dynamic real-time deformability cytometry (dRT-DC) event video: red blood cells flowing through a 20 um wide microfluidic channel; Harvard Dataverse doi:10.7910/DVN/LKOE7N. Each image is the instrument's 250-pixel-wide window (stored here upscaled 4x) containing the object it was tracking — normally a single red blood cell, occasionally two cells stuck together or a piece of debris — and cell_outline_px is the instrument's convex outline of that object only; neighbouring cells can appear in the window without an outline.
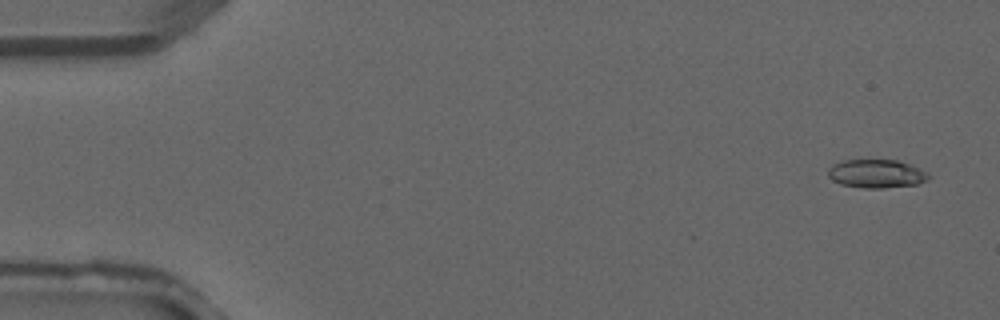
{"species": "common noctule bat (a hibernating species)", "species_latin": "Nyctalus noctula", "temperature_condition": "warm", "stored_images_in_passage": 3, "camera_frame_rate_fps": 3000, "um_per_image_px": 0.085, "animal": {"sex": "male", "forearm_length_mm": 52.5}, "frame": {"image": 1, "passage_image": 1, "time_ms": 0.0, "image_size_px": [1000, 320], "cell_outline_px": [[932, 176], [928, 180], [916, 184], [884, 188], [864, 188], [840, 184], [832, 180], [828, 176], [828, 168], [832, 164], [844, 160], [896, 160], [908, 164], [928, 172]], "centroid_in_image_um": [74.49, 14.77], "position_along_channel_um": 10.5, "area_um2": 16.7}}
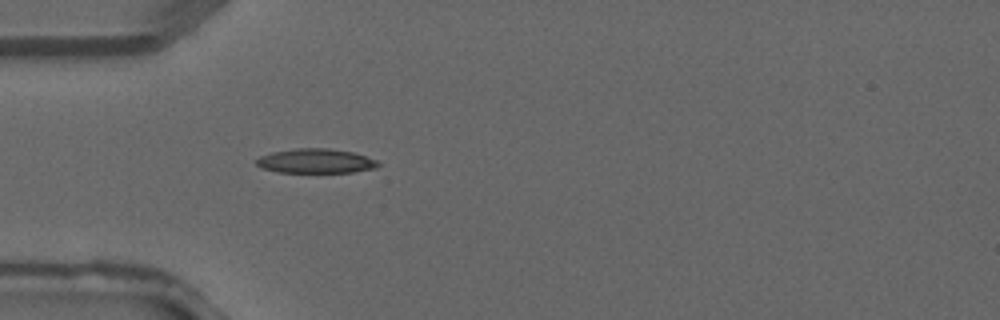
{"frame": {"image": 2, "passage_image": 3, "time_ms": 0.667, "image_size_px": [1000, 320], "cell_outline_px": [[380, 164], [376, 168], [352, 172], [280, 172], [260, 168], [256, 164], [256, 160], [260, 156], [272, 152], [296, 148], [328, 148], [352, 152], [376, 160]], "centroid_in_image_um": [26.81, 13.68], "position_along_channel_um": 58.2, "area_um2": 17.22}}